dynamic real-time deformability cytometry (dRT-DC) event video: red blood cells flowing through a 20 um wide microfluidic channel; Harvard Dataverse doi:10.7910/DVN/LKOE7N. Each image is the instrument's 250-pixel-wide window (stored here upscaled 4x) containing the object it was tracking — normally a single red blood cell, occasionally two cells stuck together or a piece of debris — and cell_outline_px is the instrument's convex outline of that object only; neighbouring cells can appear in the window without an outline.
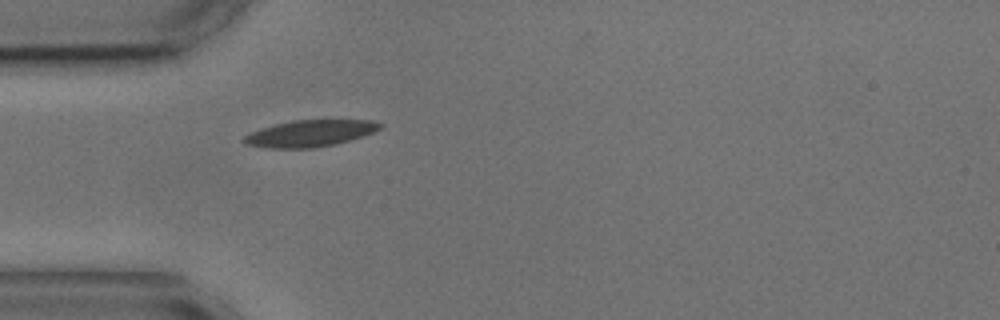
{"species": "common noctule bat (a hibernating species)", "species_latin": "Nyctalus noctula", "temperature_condition": "cold", "stored_images_in_passage": 1, "camera_frame_rate_fps": 3000, "um_per_image_px": 0.085, "animal": {"sex": "male", "body_mass_g": 17.9, "forearm_length_mm": 54.2}, "frame": {"image": 1, "passage_image": 1, "time_ms": 0.0, "image_size_px": [1000, 320], "cell_outline_px": [[384, 124], [380, 128], [372, 132], [348, 140], [332, 144], [312, 148], [264, 148], [244, 144], [240, 140], [244, 136], [260, 128], [292, 120], [372, 120]], "centroid_in_image_um": [26.27, 11.33], "position_along_channel_um": 58.7, "area_um2": 20.92}}